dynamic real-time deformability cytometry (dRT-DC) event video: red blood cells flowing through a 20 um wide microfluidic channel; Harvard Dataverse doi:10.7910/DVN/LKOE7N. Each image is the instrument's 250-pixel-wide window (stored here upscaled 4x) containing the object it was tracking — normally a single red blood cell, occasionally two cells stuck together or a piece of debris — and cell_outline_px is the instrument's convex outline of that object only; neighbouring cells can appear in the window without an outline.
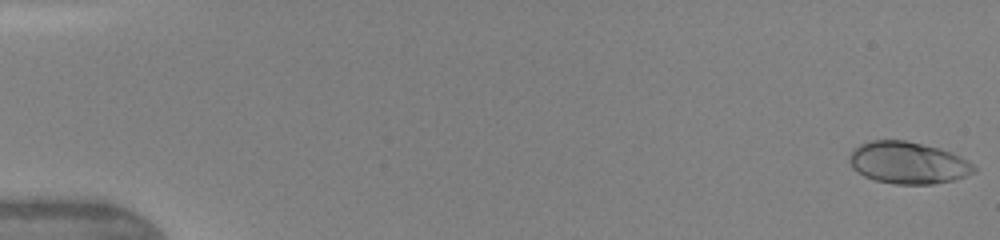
{"species": "human", "species_latin": "Homo sapiens", "temperature_condition": "warm", "stored_images_in_passage": 9, "camera_frame_rate_fps": 3000, "um_per_image_px": 0.085, "donor": {"sex": "female"}, "frame": {"image": 1, "passage_image": 1, "time_ms": 0.0, "image_size_px": [1000, 240], "cell_outline_px": [[976, 172], [956, 180], [932, 184], [896, 184], [876, 180], [864, 176], [852, 168], [848, 160], [852, 148], [860, 144], [872, 140], [904, 140], [940, 148], [952, 152], [968, 160], [976, 168]], "centroid_in_image_um": [77.19, 13.83], "position_along_channel_um": 7.8, "area_um2": 30.69}}